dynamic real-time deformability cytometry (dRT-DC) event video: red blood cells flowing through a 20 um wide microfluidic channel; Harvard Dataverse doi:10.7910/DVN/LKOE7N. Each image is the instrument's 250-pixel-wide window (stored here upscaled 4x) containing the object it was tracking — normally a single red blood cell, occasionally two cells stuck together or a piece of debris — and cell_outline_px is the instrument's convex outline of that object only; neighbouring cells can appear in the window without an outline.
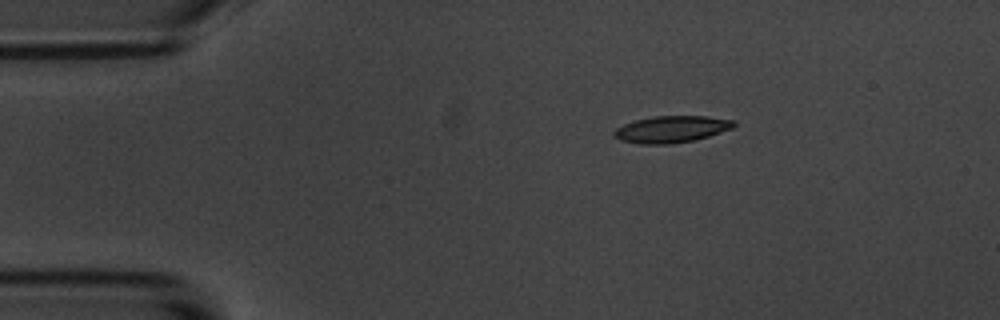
{"species": "common noctule bat (a hibernating species)", "species_latin": "Nyctalus noctula", "temperature_condition": "room temperature", "stored_images_in_passage": 3, "camera_frame_rate_fps": 3000, "um_per_image_px": 0.085, "animal": {"sex": "male", "body_mass_g": 20.1, "forearm_length_mm": 53.5}, "frame": {"image": 1, "passage_image": 1, "time_ms": 0.0, "image_size_px": [1000, 320], "cell_outline_px": [[736, 124], [732, 128], [696, 140], [668, 144], [640, 144], [620, 140], [612, 136], [612, 132], [616, 128], [624, 124], [636, 120], [652, 116], [708, 116], [736, 120]], "centroid_in_image_um": [57.06, 10.98], "position_along_channel_um": 27.9, "area_um2": 18.79}}
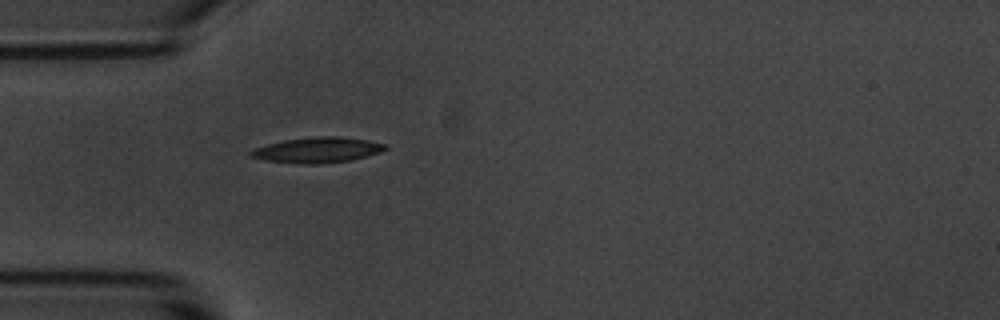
{"frame": {"image": 2, "passage_image": 3, "time_ms": 2.333, "image_size_px": [1000, 320], "cell_outline_px": [[388, 148], [380, 152], [348, 160], [316, 164], [300, 164], [264, 160], [248, 156], [248, 152], [256, 148], [268, 144], [284, 140], [312, 136], [340, 136], [368, 140], [388, 144]], "centroid_in_image_um": [26.97, 12.74], "position_along_channel_um": 58.0, "area_um2": 19.94}}